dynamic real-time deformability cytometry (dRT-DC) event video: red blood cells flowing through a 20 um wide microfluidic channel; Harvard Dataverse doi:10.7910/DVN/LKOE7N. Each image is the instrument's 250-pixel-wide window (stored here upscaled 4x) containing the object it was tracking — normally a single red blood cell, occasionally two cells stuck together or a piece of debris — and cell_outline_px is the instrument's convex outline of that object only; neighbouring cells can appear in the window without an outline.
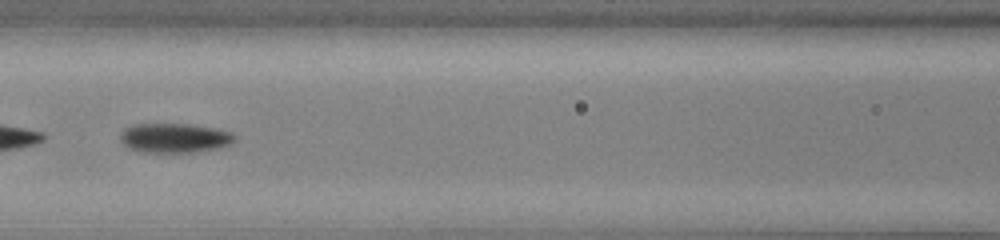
{"species": "common noctule bat (a hibernating species)", "species_latin": "Nyctalus noctula", "temperature_condition": "cold", "stored_images_in_passage": 32, "camera_frame_rate_fps": 3000, "um_per_image_px": 0.085, "animal": {"sex": "male", "body_mass_g": 13.0, "forearm_length_mm": 53.1}, "frame": {"image": 1, "passage_image": 10, "time_ms": 3.0, "image_size_px": [1000, 240], "cell_outline_px": [[236, 140], [228, 144], [216, 148], [200, 152], [140, 152], [128, 148], [120, 140], [120, 136], [124, 128], [136, 124], [188, 124], [216, 128], [232, 132], [236, 136]], "centroid_in_image_um": [14.84, 11.73], "position_along_channel_um": 151.8, "area_um2": 19.71}}
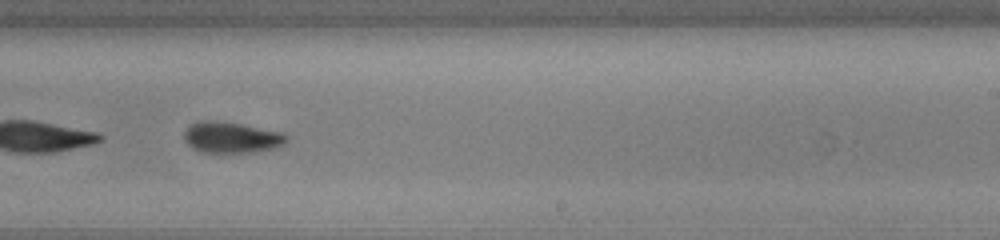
{"frame": {"image": 2, "passage_image": 19, "time_ms": 6.0, "image_size_px": [1000, 240], "cell_outline_px": [[288, 140], [284, 144], [276, 148], [256, 152], [200, 152], [192, 148], [184, 140], [184, 132], [192, 124], [200, 120], [216, 120], [240, 124], [284, 132], [288, 136]], "centroid_in_image_um": [19.7, 11.68], "position_along_channel_um": 269.3, "area_um2": 18.67}, "authors_computed_cell_mechanics": {"area_um2": 19.2185, "velocity_mm_per_s": 3.9323, "shape_relaxation_time_tau1_ms": 3.9223, "shape_relaxation_time_tau2_ms": null, "deformation_change_tau1": 0.1244, "deformation_change_tau2": null}}